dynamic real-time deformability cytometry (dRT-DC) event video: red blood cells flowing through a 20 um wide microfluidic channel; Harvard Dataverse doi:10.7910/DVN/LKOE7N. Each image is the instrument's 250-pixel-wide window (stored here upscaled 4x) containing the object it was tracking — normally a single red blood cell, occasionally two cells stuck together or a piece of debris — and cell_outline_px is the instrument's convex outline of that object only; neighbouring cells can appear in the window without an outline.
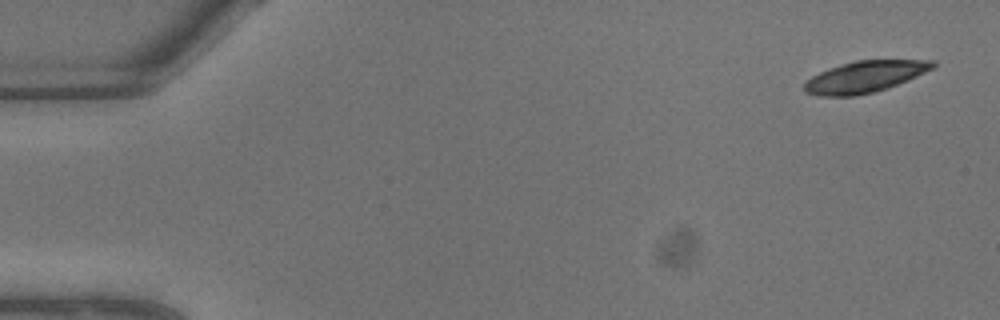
{"species": "common noctule bat (a hibernating species)", "species_latin": "Nyctalus noctula", "temperature_condition": "warm", "stored_images_in_passage": 8, "camera_frame_rate_fps": 3000, "um_per_image_px": 0.085, "animal": {"sex": "male", "body_mass_g": 13.3}, "frame": {"image": 1, "passage_image": 1, "time_ms": 0.0, "image_size_px": [1000, 320], "cell_outline_px": [[936, 68], [908, 80], [888, 88], [876, 92], [852, 96], [820, 96], [804, 92], [804, 84], [812, 76], [828, 68], [840, 64], [856, 60], [936, 60]], "centroid_in_image_um": [73.55, 6.52], "position_along_channel_um": 11.5, "area_um2": 23.76}}
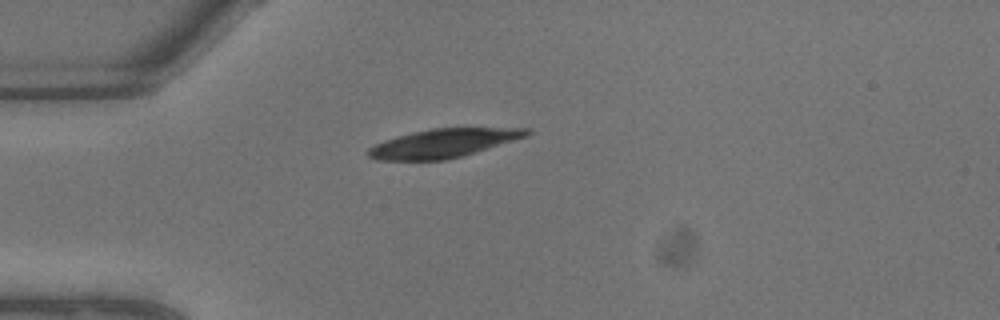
{"frame": {"image": 2, "passage_image": 6, "time_ms": 1.667, "image_size_px": [1000, 320], "cell_outline_px": [[532, 132], [528, 136], [460, 156], [444, 160], [376, 160], [368, 156], [368, 148], [384, 140], [396, 136], [412, 132], [432, 128], [532, 128]], "centroid_in_image_um": [37.67, 12.16], "position_along_channel_um": 47.3, "area_um2": 26.24}}
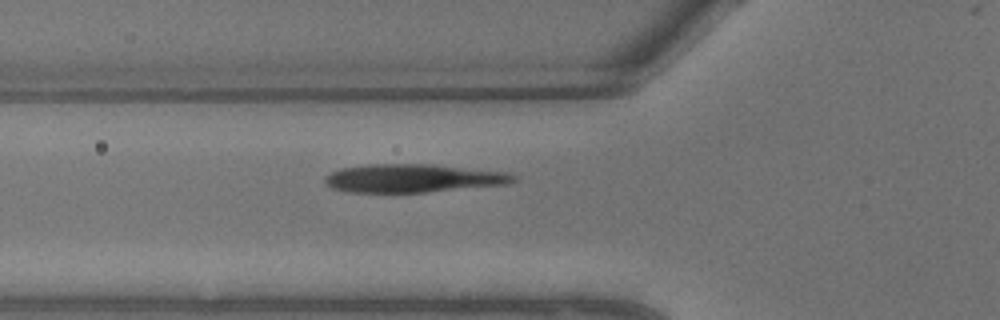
{"frame": {"image": 3, "passage_image": 8, "time_ms": 2.333, "image_size_px": [1000, 320], "cell_outline_px": [[520, 176], [516, 180], [508, 184], [428, 192], [348, 192], [332, 188], [324, 184], [324, 176], [340, 168], [368, 164], [436, 164], [508, 172]], "centroid_in_image_um": [35.14, 15.14], "position_along_channel_um": 90.7, "area_um2": 31.5}}